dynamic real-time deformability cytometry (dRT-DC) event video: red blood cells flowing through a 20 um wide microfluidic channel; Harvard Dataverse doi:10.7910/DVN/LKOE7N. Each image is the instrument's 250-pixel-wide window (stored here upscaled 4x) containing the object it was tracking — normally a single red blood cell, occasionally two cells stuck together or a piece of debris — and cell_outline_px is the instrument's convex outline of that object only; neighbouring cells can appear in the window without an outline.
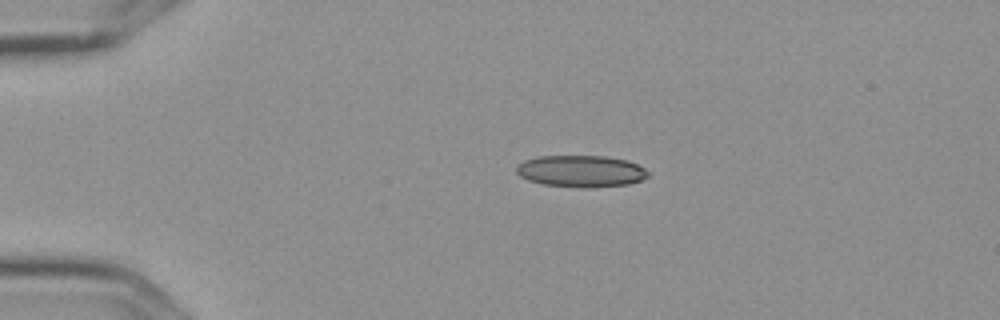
{"species": "Egyptian fruit bat (a non-hibernating species)", "species_latin": "Rousettus aegyptiacus", "temperature_condition": "cold", "stored_images_in_passage": 6, "camera_frame_rate_fps": 3000, "um_per_image_px": 0.085, "frame": {"image": 1, "passage_image": 6, "time_ms": 1.667, "image_size_px": [1000, 320], "cell_outline_px": [[648, 176], [640, 180], [628, 184], [584, 188], [544, 184], [528, 180], [520, 176], [516, 172], [516, 164], [524, 160], [540, 156], [604, 156], [628, 160], [644, 168], [648, 172]], "centroid_in_image_um": [49.35, 14.54], "position_along_channel_um": 35.6, "area_um2": 24.28}}